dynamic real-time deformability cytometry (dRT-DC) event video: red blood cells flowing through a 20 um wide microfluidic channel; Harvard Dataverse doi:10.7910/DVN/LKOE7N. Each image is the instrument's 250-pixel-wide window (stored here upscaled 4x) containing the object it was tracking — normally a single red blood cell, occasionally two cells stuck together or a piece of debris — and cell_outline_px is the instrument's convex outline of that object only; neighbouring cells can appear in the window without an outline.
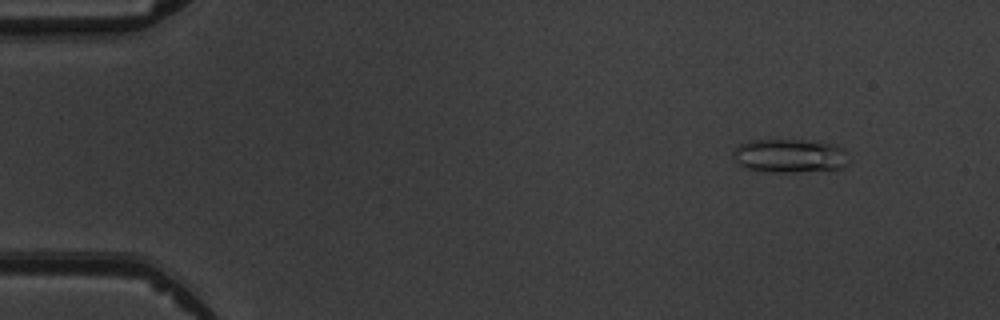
{"species": "common noctule bat (a hibernating species)", "species_latin": "Nyctalus noctula", "temperature_condition": "warm", "stored_images_in_passage": 5, "segment_of_instrument_passage": [1, 2], "camera_frame_rate_fps": 3000, "um_per_image_px": 0.085, "animal": {"sex": "male", "body_mass_g": 19.5, "forearm_length_mm": 54.6}, "frame": {"image": 1, "passage_image": 2, "time_ms": 1.0, "image_size_px": [1000, 320], "cell_outline_px": [[848, 164], [836, 172], [768, 172], [744, 168], [732, 156], [732, 152], [740, 144], [748, 140], [824, 140], [836, 144], [844, 148]], "centroid_in_image_um": [67.22, 13.26], "position_along_channel_um": 17.8, "area_um2": 23.7}}